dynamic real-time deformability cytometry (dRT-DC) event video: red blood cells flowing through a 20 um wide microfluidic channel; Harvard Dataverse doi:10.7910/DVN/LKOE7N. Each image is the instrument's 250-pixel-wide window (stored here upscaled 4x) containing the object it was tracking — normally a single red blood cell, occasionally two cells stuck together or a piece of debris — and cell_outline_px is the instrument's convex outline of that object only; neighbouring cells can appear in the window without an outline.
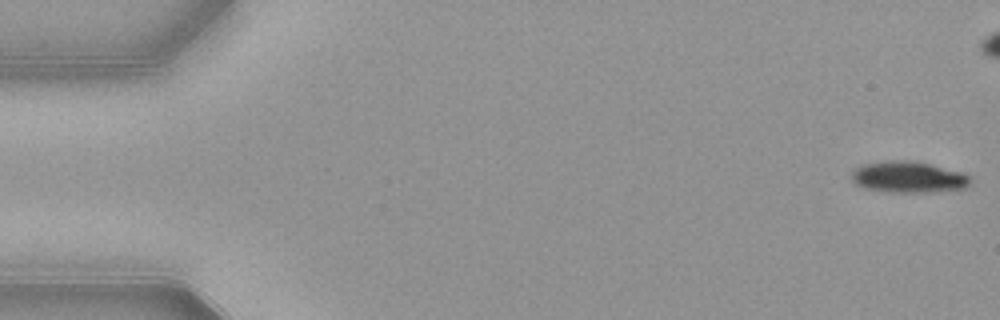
{"species": "common noctule bat (a hibernating species)", "species_latin": "Nyctalus noctula", "temperature_condition": "warm", "stored_images_in_passage": 46, "camera_frame_rate_fps": 3000, "um_per_image_px": 0.085, "animal": {"sex": "female", "body_mass_g": 21.9}, "frame": {"image": 1, "passage_image": 1, "time_ms": 0.0, "image_size_px": [1000, 320], "cell_outline_px": [[972, 180], [964, 188], [932, 192], [888, 192], [864, 188], [856, 184], [852, 180], [852, 172], [856, 168], [864, 164], [888, 160], [916, 160], [964, 172], [972, 176]], "centroid_in_image_um": [77.26, 15.04], "position_along_channel_um": 7.7, "area_um2": 21.96}}
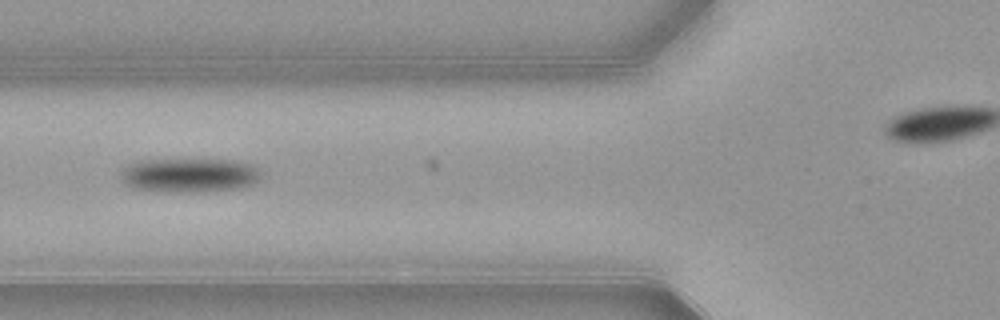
{"frame": {"image": 2, "passage_image": 20, "time_ms": 6.333, "image_size_px": [1000, 320], "cell_outline_px": [[260, 180], [252, 184], [236, 188], [188, 192], [164, 192], [132, 188], [124, 184], [120, 176], [120, 172], [128, 164], [136, 160], [228, 160], [248, 164], [256, 168], [260, 176]], "centroid_in_image_um": [15.99, 14.9], "position_along_channel_um": 109.8, "area_um2": 27.69}}
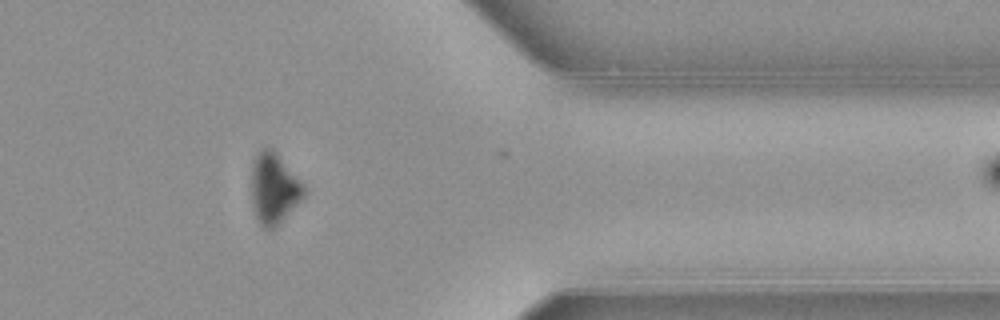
{"frame": {"image": 3, "passage_image": 43, "time_ms": 14.0, "image_size_px": [1000, 320], "cell_outline_px": [[308, 188], [304, 196], [280, 224], [272, 232], [264, 228], [260, 224], [256, 216], [252, 200], [252, 160], [256, 152], [264, 148], [272, 148], [276, 152]], "centroid_in_image_um": [23.3, 16.03], "position_along_channel_um": 388.1, "area_um2": 21.96}, "authors_computed_cell_mechanics": {"area_um2": 25.6343, "velocity_mm_per_s": 3.8853, "shape_relaxation_time_tau1_ms": 2.2582, "shape_relaxation_time_tau2_ms": null, "deformation_change_tau1": 0.126, "deformation_change_tau2": null}}